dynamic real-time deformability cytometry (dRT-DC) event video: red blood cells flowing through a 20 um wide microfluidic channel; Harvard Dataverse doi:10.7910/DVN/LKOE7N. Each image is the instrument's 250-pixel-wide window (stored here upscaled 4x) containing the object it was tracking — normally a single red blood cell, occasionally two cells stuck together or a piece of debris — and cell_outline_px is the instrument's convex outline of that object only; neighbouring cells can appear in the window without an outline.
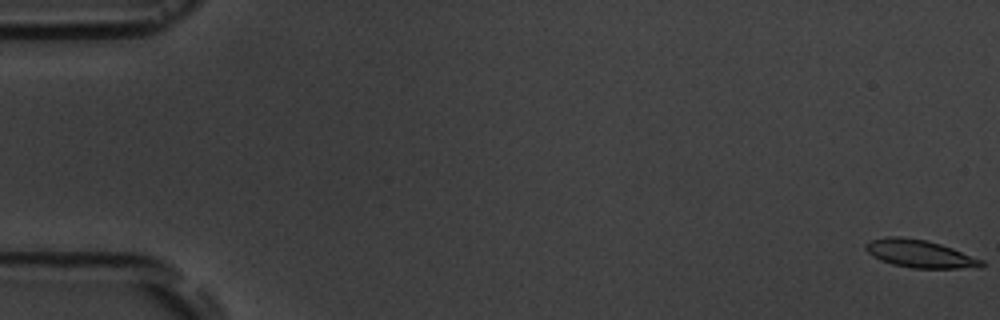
{"species": "common noctule bat (a hibernating species)", "species_latin": "Nyctalus noctula", "temperature_condition": "room temperature", "stored_images_in_passage": 6, "camera_frame_rate_fps": 3000, "um_per_image_px": 0.085, "animal": {"sex": "male", "body_mass_g": 19.5, "forearm_length_mm": 54.6}, "frame": {"image": 1, "passage_image": 1, "time_ms": 0.0, "image_size_px": [1000, 320], "cell_outline_px": [[984, 264], [960, 268], [912, 268], [892, 264], [880, 260], [872, 256], [864, 248], [864, 244], [872, 240], [888, 236], [900, 236], [924, 240], [940, 244], [952, 248], [984, 260]], "centroid_in_image_um": [78.11, 21.56], "position_along_channel_um": 6.9, "area_um2": 18.44}}
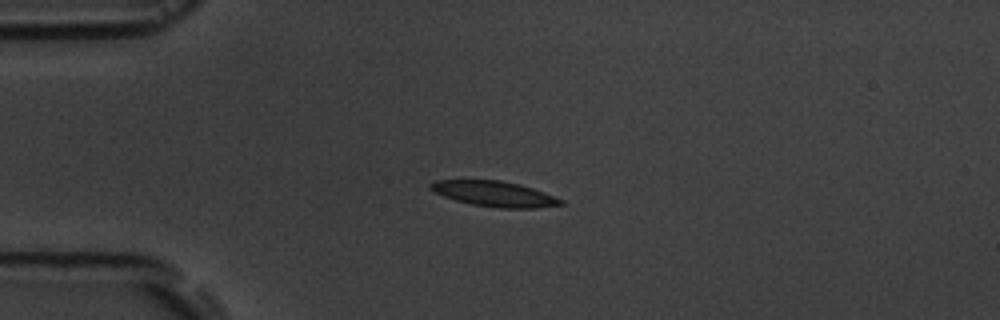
{"frame": {"image": 2, "passage_image": 5, "time_ms": 4.667, "image_size_px": [1000, 320], "cell_outline_px": [[564, 204], [536, 208], [500, 208], [472, 204], [456, 200], [444, 196], [428, 188], [428, 184], [436, 180], [500, 180], [520, 184], [544, 192], [564, 200]], "centroid_in_image_um": [42.03, 16.47], "position_along_channel_um": 43.0, "area_um2": 19.19}}